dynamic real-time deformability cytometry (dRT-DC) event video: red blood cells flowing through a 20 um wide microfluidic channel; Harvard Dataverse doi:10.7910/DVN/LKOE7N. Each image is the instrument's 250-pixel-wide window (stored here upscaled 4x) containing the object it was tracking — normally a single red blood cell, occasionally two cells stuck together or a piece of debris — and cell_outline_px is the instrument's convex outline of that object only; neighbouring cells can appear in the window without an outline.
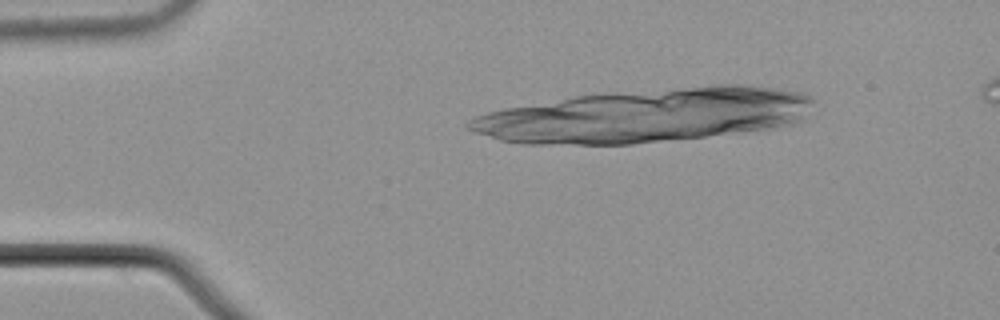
{"species": "common noctule bat (a hibernating species)", "species_latin": "Nyctalus noctula", "temperature_condition": "cold", "stored_images_in_passage": 3, "camera_frame_rate_fps": 3000, "um_per_image_px": 0.085, "animal": {"sex": "male", "body_mass_g": 21.5, "forearm_length_mm": 52.0}, "frame": {"image": 1, "passage_image": 2, "time_ms": 0.333, "image_size_px": [1000, 320], "cell_outline_px": [[668, 96], [660, 104], [576, 120], [572, 120], [532, 116], [500, 112], [592, 96]], "centroid_in_image_um": [50.05, 9.09], "position_along_channel_um": 34.9, "area_um2": 15.84}}